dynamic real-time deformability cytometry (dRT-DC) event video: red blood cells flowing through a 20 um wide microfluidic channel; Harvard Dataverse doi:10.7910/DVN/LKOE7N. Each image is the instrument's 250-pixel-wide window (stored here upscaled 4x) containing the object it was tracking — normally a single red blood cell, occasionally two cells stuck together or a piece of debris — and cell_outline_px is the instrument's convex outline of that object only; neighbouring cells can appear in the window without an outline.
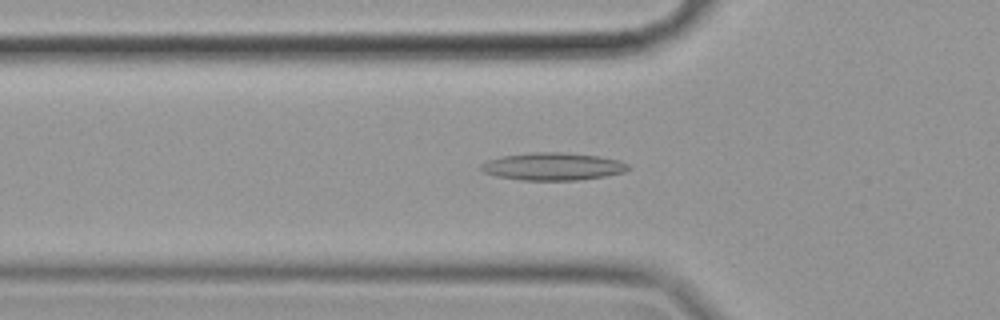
{"species": "common noctule bat (a hibernating species)", "species_latin": "Nyctalus noctula", "temperature_condition": "cold", "stored_images_in_passage": 57, "camera_frame_rate_fps": 3000, "um_per_image_px": 0.085, "animal": {"sex": "female", "body_mass_g": 19.9}, "frame": {"image": 1, "passage_image": 19, "time_ms": 6.0, "image_size_px": [1000, 320], "cell_outline_px": [[632, 168], [624, 172], [604, 176], [580, 180], [520, 180], [496, 176], [484, 172], [480, 168], [480, 164], [488, 160], [504, 156], [532, 152], [560, 152], [600, 156], [620, 160], [628, 164]], "centroid_in_image_um": [47.02, 14.15], "position_along_channel_um": 78.8, "area_um2": 23.7}}
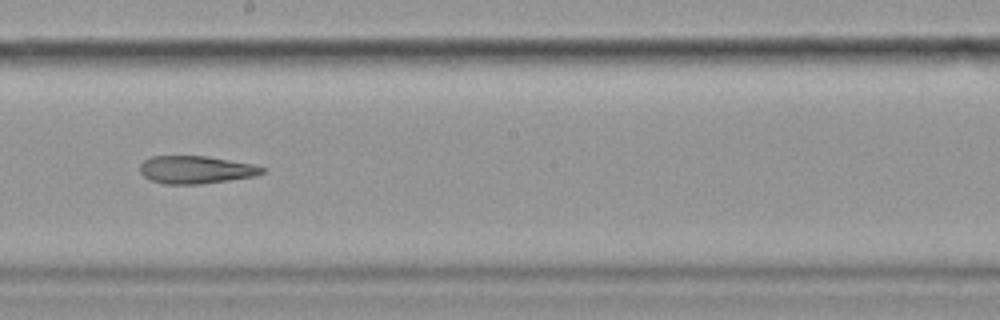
{"frame": {"image": 2, "passage_image": 32, "time_ms": 10.333, "image_size_px": [1000, 320], "cell_outline_px": [[264, 172], [256, 176], [200, 184], [164, 184], [152, 180], [144, 176], [140, 172], [140, 164], [144, 160], [152, 156], [208, 156], [252, 164], [264, 168]], "centroid_in_image_um": [16.64, 14.42], "position_along_channel_um": 231.6, "area_um2": 19.65}}
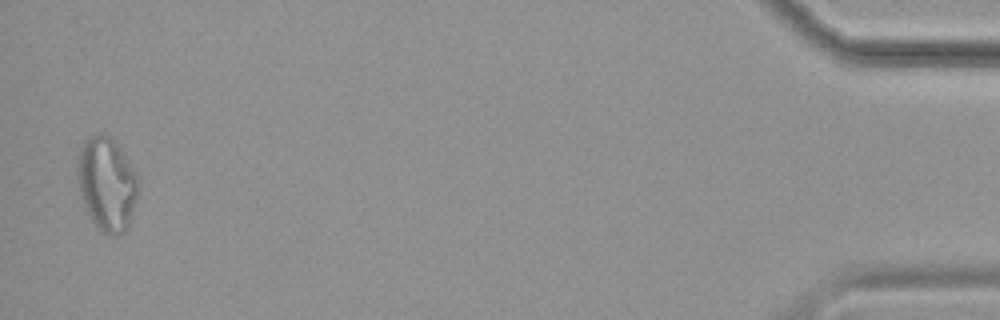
{"frame": {"image": 3, "passage_image": 56, "time_ms": 18.333, "image_size_px": [1000, 320], "cell_outline_px": [[140, 184], [128, 224], [124, 232], [120, 236], [104, 236], [100, 232], [92, 220], [84, 204], [80, 192], [80, 148], [84, 140], [96, 132], [100, 132], [108, 136], [120, 148], [140, 176]], "centroid_in_image_um": [9.13, 15.66], "position_along_channel_um": 426.1, "area_um2": 32.89}}